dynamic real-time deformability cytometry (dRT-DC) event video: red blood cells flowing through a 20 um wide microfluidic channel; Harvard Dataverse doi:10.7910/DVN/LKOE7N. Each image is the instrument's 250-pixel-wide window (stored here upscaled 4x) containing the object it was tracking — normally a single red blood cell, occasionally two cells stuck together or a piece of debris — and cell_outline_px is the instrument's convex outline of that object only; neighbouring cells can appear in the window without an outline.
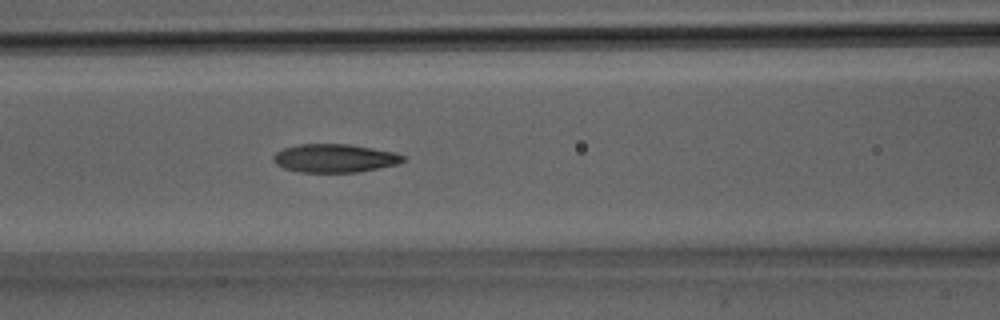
{"species": "Egyptian fruit bat (a non-hibernating species)", "species_latin": "Rousettus aegyptiacus", "temperature_condition": "room temperature", "stored_images_in_passage": 9, "camera_frame_rate_fps": 3000, "um_per_image_px": 0.085, "animal": {"sex": "male"}, "frame": {"image": 1, "passage_image": 7, "time_ms": 2.0, "image_size_px": [1000, 320], "cell_outline_px": [[408, 160], [396, 164], [356, 172], [296, 172], [284, 168], [276, 164], [272, 160], [272, 156], [276, 152], [284, 148], [300, 144], [348, 144], [396, 152], [404, 156]], "centroid_in_image_um": [28.43, 13.44], "position_along_channel_um": 138.2, "area_um2": 21.44}}